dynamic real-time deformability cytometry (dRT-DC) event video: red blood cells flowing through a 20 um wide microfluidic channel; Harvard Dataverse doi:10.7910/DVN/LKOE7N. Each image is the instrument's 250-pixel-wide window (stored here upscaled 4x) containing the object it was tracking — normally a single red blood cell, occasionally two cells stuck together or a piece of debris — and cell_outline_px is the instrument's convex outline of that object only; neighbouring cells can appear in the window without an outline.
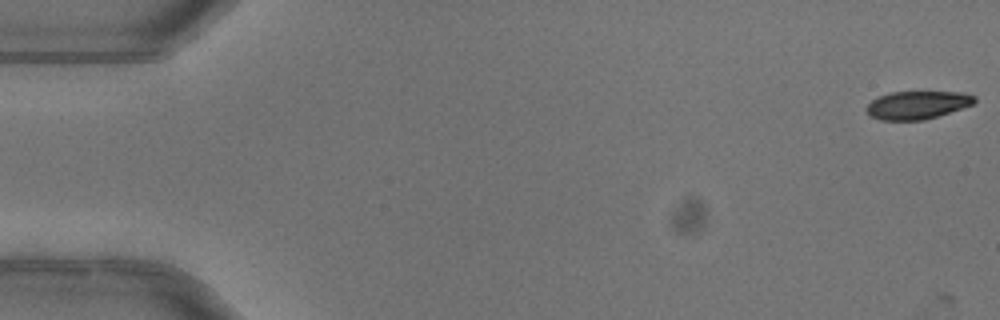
{"species": "common noctule bat (a hibernating species)", "species_latin": "Nyctalus noctula", "temperature_condition": "warm", "stored_images_in_passage": 5, "camera_frame_rate_fps": 3000, "um_per_image_px": 0.085, "animal": {"sex": "female"}, "frame": {"image": 1, "passage_image": 1, "time_ms": 0.0, "image_size_px": [1000, 320], "cell_outline_px": [[976, 100], [972, 104], [924, 120], [880, 120], [868, 116], [864, 108], [872, 100], [880, 96], [892, 92], [964, 92], [976, 96]], "centroid_in_image_um": [77.92, 8.93], "position_along_channel_um": 7.1, "area_um2": 17.57}}